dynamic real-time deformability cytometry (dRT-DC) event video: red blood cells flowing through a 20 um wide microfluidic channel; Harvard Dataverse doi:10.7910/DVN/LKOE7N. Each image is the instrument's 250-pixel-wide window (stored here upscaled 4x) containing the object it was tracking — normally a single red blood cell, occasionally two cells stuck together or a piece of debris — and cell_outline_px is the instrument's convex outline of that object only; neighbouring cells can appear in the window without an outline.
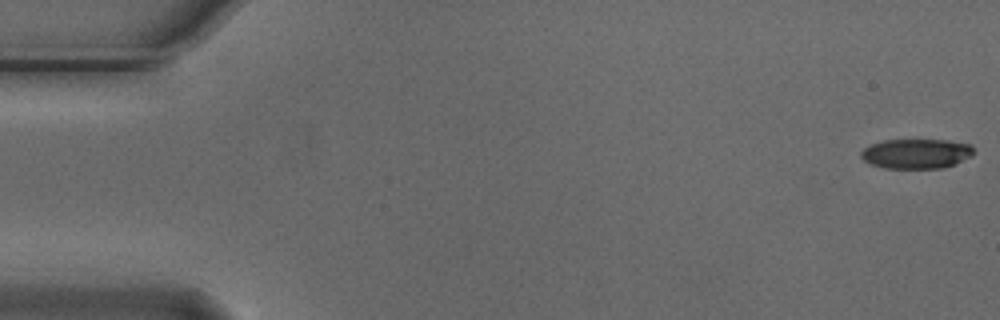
{"species": "Egyptian fruit bat (a non-hibernating species)", "species_latin": "Rousettus aegyptiacus", "temperature_condition": "cold", "stored_images_in_passage": 6, "camera_frame_rate_fps": 3000, "um_per_image_px": 0.085, "animal": {"sex": "male"}, "frame": {"image": 1, "passage_image": 1, "time_ms": 0.0, "image_size_px": [1000, 320], "cell_outline_px": [[972, 156], [956, 164], [944, 168], [884, 168], [872, 164], [864, 160], [860, 156], [860, 152], [864, 148], [872, 144], [884, 140], [948, 140], [972, 144]], "centroid_in_image_um": [77.9, 13.06], "position_along_channel_um": 7.1, "area_um2": 19.59}}